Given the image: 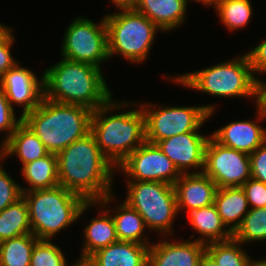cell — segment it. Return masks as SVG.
<instances>
[{
	"label": "cell",
	"instance_id": "obj_39",
	"mask_svg": "<svg viewBox=\"0 0 266 266\" xmlns=\"http://www.w3.org/2000/svg\"><path fill=\"white\" fill-rule=\"evenodd\" d=\"M114 4L116 10L135 9L140 3V0H108Z\"/></svg>",
	"mask_w": 266,
	"mask_h": 266
},
{
	"label": "cell",
	"instance_id": "obj_29",
	"mask_svg": "<svg viewBox=\"0 0 266 266\" xmlns=\"http://www.w3.org/2000/svg\"><path fill=\"white\" fill-rule=\"evenodd\" d=\"M234 237L206 244V252L219 266H249L252 255Z\"/></svg>",
	"mask_w": 266,
	"mask_h": 266
},
{
	"label": "cell",
	"instance_id": "obj_24",
	"mask_svg": "<svg viewBox=\"0 0 266 266\" xmlns=\"http://www.w3.org/2000/svg\"><path fill=\"white\" fill-rule=\"evenodd\" d=\"M214 205L222 222L232 234L240 227L250 209L242 187L218 188Z\"/></svg>",
	"mask_w": 266,
	"mask_h": 266
},
{
	"label": "cell",
	"instance_id": "obj_13",
	"mask_svg": "<svg viewBox=\"0 0 266 266\" xmlns=\"http://www.w3.org/2000/svg\"><path fill=\"white\" fill-rule=\"evenodd\" d=\"M209 134L211 132H186L156 144L181 174L201 173L204 170L206 145L211 137Z\"/></svg>",
	"mask_w": 266,
	"mask_h": 266
},
{
	"label": "cell",
	"instance_id": "obj_1",
	"mask_svg": "<svg viewBox=\"0 0 266 266\" xmlns=\"http://www.w3.org/2000/svg\"><path fill=\"white\" fill-rule=\"evenodd\" d=\"M59 185L86 201H99L115 192L116 167L88 133L57 154Z\"/></svg>",
	"mask_w": 266,
	"mask_h": 266
},
{
	"label": "cell",
	"instance_id": "obj_21",
	"mask_svg": "<svg viewBox=\"0 0 266 266\" xmlns=\"http://www.w3.org/2000/svg\"><path fill=\"white\" fill-rule=\"evenodd\" d=\"M184 214L187 225L193 230V234L185 238L206 245L212 242L225 241L233 237V234L222 222L214 204L199 209H189Z\"/></svg>",
	"mask_w": 266,
	"mask_h": 266
},
{
	"label": "cell",
	"instance_id": "obj_10",
	"mask_svg": "<svg viewBox=\"0 0 266 266\" xmlns=\"http://www.w3.org/2000/svg\"><path fill=\"white\" fill-rule=\"evenodd\" d=\"M78 15L65 28L60 44V57L103 68L110 61L104 15L99 22Z\"/></svg>",
	"mask_w": 266,
	"mask_h": 266
},
{
	"label": "cell",
	"instance_id": "obj_20",
	"mask_svg": "<svg viewBox=\"0 0 266 266\" xmlns=\"http://www.w3.org/2000/svg\"><path fill=\"white\" fill-rule=\"evenodd\" d=\"M190 0H140L135 8L165 34L180 29L187 21Z\"/></svg>",
	"mask_w": 266,
	"mask_h": 266
},
{
	"label": "cell",
	"instance_id": "obj_40",
	"mask_svg": "<svg viewBox=\"0 0 266 266\" xmlns=\"http://www.w3.org/2000/svg\"><path fill=\"white\" fill-rule=\"evenodd\" d=\"M72 262L70 263L68 261L66 266H98L90 256L79 255L76 260Z\"/></svg>",
	"mask_w": 266,
	"mask_h": 266
},
{
	"label": "cell",
	"instance_id": "obj_26",
	"mask_svg": "<svg viewBox=\"0 0 266 266\" xmlns=\"http://www.w3.org/2000/svg\"><path fill=\"white\" fill-rule=\"evenodd\" d=\"M251 0H218L211 8L221 25L228 32H238L250 25L254 15V9ZM248 25V26H247Z\"/></svg>",
	"mask_w": 266,
	"mask_h": 266
},
{
	"label": "cell",
	"instance_id": "obj_2",
	"mask_svg": "<svg viewBox=\"0 0 266 266\" xmlns=\"http://www.w3.org/2000/svg\"><path fill=\"white\" fill-rule=\"evenodd\" d=\"M90 133L102 154L117 167L146 141L145 115L139 101H119L114 96L92 112Z\"/></svg>",
	"mask_w": 266,
	"mask_h": 266
},
{
	"label": "cell",
	"instance_id": "obj_9",
	"mask_svg": "<svg viewBox=\"0 0 266 266\" xmlns=\"http://www.w3.org/2000/svg\"><path fill=\"white\" fill-rule=\"evenodd\" d=\"M139 105L145 115L146 141L153 144L186 132L202 131V127L215 117L218 109V104L211 102L171 106L140 100Z\"/></svg>",
	"mask_w": 266,
	"mask_h": 266
},
{
	"label": "cell",
	"instance_id": "obj_19",
	"mask_svg": "<svg viewBox=\"0 0 266 266\" xmlns=\"http://www.w3.org/2000/svg\"><path fill=\"white\" fill-rule=\"evenodd\" d=\"M93 210H97L98 215H94L83 224L82 245L79 251L82 256H91L96 251L117 242L118 238L115 230V223L110 212L99 202L93 201ZM83 233V234H82Z\"/></svg>",
	"mask_w": 266,
	"mask_h": 266
},
{
	"label": "cell",
	"instance_id": "obj_5",
	"mask_svg": "<svg viewBox=\"0 0 266 266\" xmlns=\"http://www.w3.org/2000/svg\"><path fill=\"white\" fill-rule=\"evenodd\" d=\"M22 196L28 205L32 234L39 240H55L93 208V201H86L61 185L22 192Z\"/></svg>",
	"mask_w": 266,
	"mask_h": 266
},
{
	"label": "cell",
	"instance_id": "obj_23",
	"mask_svg": "<svg viewBox=\"0 0 266 266\" xmlns=\"http://www.w3.org/2000/svg\"><path fill=\"white\" fill-rule=\"evenodd\" d=\"M149 245L117 241L90 257L98 266H148Z\"/></svg>",
	"mask_w": 266,
	"mask_h": 266
},
{
	"label": "cell",
	"instance_id": "obj_35",
	"mask_svg": "<svg viewBox=\"0 0 266 266\" xmlns=\"http://www.w3.org/2000/svg\"><path fill=\"white\" fill-rule=\"evenodd\" d=\"M245 53L256 79L262 78L266 74V37L264 36L254 48H249Z\"/></svg>",
	"mask_w": 266,
	"mask_h": 266
},
{
	"label": "cell",
	"instance_id": "obj_15",
	"mask_svg": "<svg viewBox=\"0 0 266 266\" xmlns=\"http://www.w3.org/2000/svg\"><path fill=\"white\" fill-rule=\"evenodd\" d=\"M0 84L11 106L23 109L20 110L22 116L36 108L44 96L43 72L39 78L30 67H24L21 61L0 78Z\"/></svg>",
	"mask_w": 266,
	"mask_h": 266
},
{
	"label": "cell",
	"instance_id": "obj_6",
	"mask_svg": "<svg viewBox=\"0 0 266 266\" xmlns=\"http://www.w3.org/2000/svg\"><path fill=\"white\" fill-rule=\"evenodd\" d=\"M92 110L46 99L23 116V122L36 134L50 153L57 154L90 133Z\"/></svg>",
	"mask_w": 266,
	"mask_h": 266
},
{
	"label": "cell",
	"instance_id": "obj_22",
	"mask_svg": "<svg viewBox=\"0 0 266 266\" xmlns=\"http://www.w3.org/2000/svg\"><path fill=\"white\" fill-rule=\"evenodd\" d=\"M50 152L36 134L22 122L13 134L0 146V157L5 161L15 156L20 168L29 162L43 158Z\"/></svg>",
	"mask_w": 266,
	"mask_h": 266
},
{
	"label": "cell",
	"instance_id": "obj_30",
	"mask_svg": "<svg viewBox=\"0 0 266 266\" xmlns=\"http://www.w3.org/2000/svg\"><path fill=\"white\" fill-rule=\"evenodd\" d=\"M233 237L244 246L266 243V207L250 208Z\"/></svg>",
	"mask_w": 266,
	"mask_h": 266
},
{
	"label": "cell",
	"instance_id": "obj_16",
	"mask_svg": "<svg viewBox=\"0 0 266 266\" xmlns=\"http://www.w3.org/2000/svg\"><path fill=\"white\" fill-rule=\"evenodd\" d=\"M156 237L148 252V266H199L206 245L184 236Z\"/></svg>",
	"mask_w": 266,
	"mask_h": 266
},
{
	"label": "cell",
	"instance_id": "obj_31",
	"mask_svg": "<svg viewBox=\"0 0 266 266\" xmlns=\"http://www.w3.org/2000/svg\"><path fill=\"white\" fill-rule=\"evenodd\" d=\"M55 240H38L30 259V266H66L68 256ZM58 244V245H57ZM66 253V254H65Z\"/></svg>",
	"mask_w": 266,
	"mask_h": 266
},
{
	"label": "cell",
	"instance_id": "obj_32",
	"mask_svg": "<svg viewBox=\"0 0 266 266\" xmlns=\"http://www.w3.org/2000/svg\"><path fill=\"white\" fill-rule=\"evenodd\" d=\"M8 101V98L0 84V146L13 134L16 128L23 122V116L17 112ZM18 114V115H16Z\"/></svg>",
	"mask_w": 266,
	"mask_h": 266
},
{
	"label": "cell",
	"instance_id": "obj_44",
	"mask_svg": "<svg viewBox=\"0 0 266 266\" xmlns=\"http://www.w3.org/2000/svg\"><path fill=\"white\" fill-rule=\"evenodd\" d=\"M249 266H266V257L264 258H252Z\"/></svg>",
	"mask_w": 266,
	"mask_h": 266
},
{
	"label": "cell",
	"instance_id": "obj_33",
	"mask_svg": "<svg viewBox=\"0 0 266 266\" xmlns=\"http://www.w3.org/2000/svg\"><path fill=\"white\" fill-rule=\"evenodd\" d=\"M4 163L6 162L0 157V212L22 197L20 183L9 174L8 169L6 171L3 168Z\"/></svg>",
	"mask_w": 266,
	"mask_h": 266
},
{
	"label": "cell",
	"instance_id": "obj_28",
	"mask_svg": "<svg viewBox=\"0 0 266 266\" xmlns=\"http://www.w3.org/2000/svg\"><path fill=\"white\" fill-rule=\"evenodd\" d=\"M39 239L24 234L0 242V266H30L33 247Z\"/></svg>",
	"mask_w": 266,
	"mask_h": 266
},
{
	"label": "cell",
	"instance_id": "obj_18",
	"mask_svg": "<svg viewBox=\"0 0 266 266\" xmlns=\"http://www.w3.org/2000/svg\"><path fill=\"white\" fill-rule=\"evenodd\" d=\"M179 215L214 204L216 183L204 172L182 174L174 184Z\"/></svg>",
	"mask_w": 266,
	"mask_h": 266
},
{
	"label": "cell",
	"instance_id": "obj_25",
	"mask_svg": "<svg viewBox=\"0 0 266 266\" xmlns=\"http://www.w3.org/2000/svg\"><path fill=\"white\" fill-rule=\"evenodd\" d=\"M24 185L22 192L53 188L59 185L57 155L49 153L43 158L24 164L21 168ZM24 186V187H23Z\"/></svg>",
	"mask_w": 266,
	"mask_h": 266
},
{
	"label": "cell",
	"instance_id": "obj_41",
	"mask_svg": "<svg viewBox=\"0 0 266 266\" xmlns=\"http://www.w3.org/2000/svg\"><path fill=\"white\" fill-rule=\"evenodd\" d=\"M199 266H219L217 262L205 251L200 258Z\"/></svg>",
	"mask_w": 266,
	"mask_h": 266
},
{
	"label": "cell",
	"instance_id": "obj_12",
	"mask_svg": "<svg viewBox=\"0 0 266 266\" xmlns=\"http://www.w3.org/2000/svg\"><path fill=\"white\" fill-rule=\"evenodd\" d=\"M203 172L216 183L217 188L241 187L251 178L250 157L210 137L205 149Z\"/></svg>",
	"mask_w": 266,
	"mask_h": 266
},
{
	"label": "cell",
	"instance_id": "obj_14",
	"mask_svg": "<svg viewBox=\"0 0 266 266\" xmlns=\"http://www.w3.org/2000/svg\"><path fill=\"white\" fill-rule=\"evenodd\" d=\"M256 110L252 119L232 120L216 130L211 137L219 144L251 155L266 142V115L254 105ZM264 125V126H263Z\"/></svg>",
	"mask_w": 266,
	"mask_h": 266
},
{
	"label": "cell",
	"instance_id": "obj_34",
	"mask_svg": "<svg viewBox=\"0 0 266 266\" xmlns=\"http://www.w3.org/2000/svg\"><path fill=\"white\" fill-rule=\"evenodd\" d=\"M246 194L249 208H263L266 207V184L249 178L241 186Z\"/></svg>",
	"mask_w": 266,
	"mask_h": 266
},
{
	"label": "cell",
	"instance_id": "obj_4",
	"mask_svg": "<svg viewBox=\"0 0 266 266\" xmlns=\"http://www.w3.org/2000/svg\"><path fill=\"white\" fill-rule=\"evenodd\" d=\"M244 54V55H243ZM163 74L162 78L187 90L216 97L215 99H248L256 105L257 79L246 53L202 69L183 73ZM178 74V75H177ZM253 101H252V100ZM254 102V103H252Z\"/></svg>",
	"mask_w": 266,
	"mask_h": 266
},
{
	"label": "cell",
	"instance_id": "obj_3",
	"mask_svg": "<svg viewBox=\"0 0 266 266\" xmlns=\"http://www.w3.org/2000/svg\"><path fill=\"white\" fill-rule=\"evenodd\" d=\"M103 72L105 73L91 64L61 57L43 70L44 97L54 102L80 105L94 111L114 97Z\"/></svg>",
	"mask_w": 266,
	"mask_h": 266
},
{
	"label": "cell",
	"instance_id": "obj_27",
	"mask_svg": "<svg viewBox=\"0 0 266 266\" xmlns=\"http://www.w3.org/2000/svg\"><path fill=\"white\" fill-rule=\"evenodd\" d=\"M32 234L28 205L22 196L0 212V242Z\"/></svg>",
	"mask_w": 266,
	"mask_h": 266
},
{
	"label": "cell",
	"instance_id": "obj_37",
	"mask_svg": "<svg viewBox=\"0 0 266 266\" xmlns=\"http://www.w3.org/2000/svg\"><path fill=\"white\" fill-rule=\"evenodd\" d=\"M249 157L251 178L266 184V142L259 146Z\"/></svg>",
	"mask_w": 266,
	"mask_h": 266
},
{
	"label": "cell",
	"instance_id": "obj_36",
	"mask_svg": "<svg viewBox=\"0 0 266 266\" xmlns=\"http://www.w3.org/2000/svg\"><path fill=\"white\" fill-rule=\"evenodd\" d=\"M15 29L0 42V78L11 68H14L19 62L14 57L12 48L16 43Z\"/></svg>",
	"mask_w": 266,
	"mask_h": 266
},
{
	"label": "cell",
	"instance_id": "obj_11",
	"mask_svg": "<svg viewBox=\"0 0 266 266\" xmlns=\"http://www.w3.org/2000/svg\"><path fill=\"white\" fill-rule=\"evenodd\" d=\"M124 181H156L174 185L182 175L157 144L145 141L116 167ZM119 175V176H118Z\"/></svg>",
	"mask_w": 266,
	"mask_h": 266
},
{
	"label": "cell",
	"instance_id": "obj_43",
	"mask_svg": "<svg viewBox=\"0 0 266 266\" xmlns=\"http://www.w3.org/2000/svg\"><path fill=\"white\" fill-rule=\"evenodd\" d=\"M191 4L194 2L195 4H201L204 6V8H209L212 7L218 0H190Z\"/></svg>",
	"mask_w": 266,
	"mask_h": 266
},
{
	"label": "cell",
	"instance_id": "obj_7",
	"mask_svg": "<svg viewBox=\"0 0 266 266\" xmlns=\"http://www.w3.org/2000/svg\"><path fill=\"white\" fill-rule=\"evenodd\" d=\"M110 61L122 57L126 62L141 65L149 60L157 33L165 34L136 9L115 10L104 14Z\"/></svg>",
	"mask_w": 266,
	"mask_h": 266
},
{
	"label": "cell",
	"instance_id": "obj_17",
	"mask_svg": "<svg viewBox=\"0 0 266 266\" xmlns=\"http://www.w3.org/2000/svg\"><path fill=\"white\" fill-rule=\"evenodd\" d=\"M116 193L113 192L105 196L99 202L110 212L114 220L118 241H130L150 246L153 243L151 239L154 238V235H150L144 219L122 199H116L119 195L118 193L116 195ZM114 201L117 202L115 203Z\"/></svg>",
	"mask_w": 266,
	"mask_h": 266
},
{
	"label": "cell",
	"instance_id": "obj_38",
	"mask_svg": "<svg viewBox=\"0 0 266 266\" xmlns=\"http://www.w3.org/2000/svg\"><path fill=\"white\" fill-rule=\"evenodd\" d=\"M256 106L266 115V79H257Z\"/></svg>",
	"mask_w": 266,
	"mask_h": 266
},
{
	"label": "cell",
	"instance_id": "obj_42",
	"mask_svg": "<svg viewBox=\"0 0 266 266\" xmlns=\"http://www.w3.org/2000/svg\"><path fill=\"white\" fill-rule=\"evenodd\" d=\"M13 30L14 27L0 22V42L3 41Z\"/></svg>",
	"mask_w": 266,
	"mask_h": 266
},
{
	"label": "cell",
	"instance_id": "obj_8",
	"mask_svg": "<svg viewBox=\"0 0 266 266\" xmlns=\"http://www.w3.org/2000/svg\"><path fill=\"white\" fill-rule=\"evenodd\" d=\"M125 198L144 219L150 233L159 237L175 236L174 222L180 215L174 185L156 181H124Z\"/></svg>",
	"mask_w": 266,
	"mask_h": 266
}]
</instances>
